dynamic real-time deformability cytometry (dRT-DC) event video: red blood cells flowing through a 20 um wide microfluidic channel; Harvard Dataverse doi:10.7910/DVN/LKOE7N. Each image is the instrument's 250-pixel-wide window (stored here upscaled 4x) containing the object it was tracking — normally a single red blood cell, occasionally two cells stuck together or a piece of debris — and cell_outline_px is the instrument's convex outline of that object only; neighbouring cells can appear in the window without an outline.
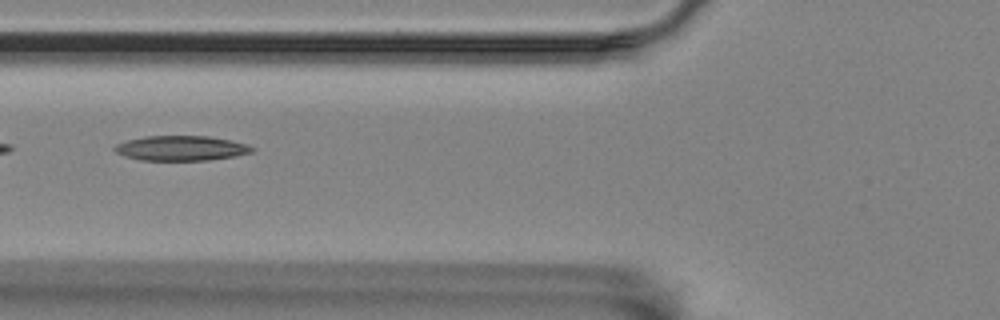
{"species": "Egyptian fruit bat (a non-hibernating species)", "species_latin": "Rousettus aegyptiacus", "temperature_condition": "room temperature", "stored_images_in_passage": 8, "camera_frame_rate_fps": 3000, "um_per_image_px": 0.085, "animal": {"sex": "female"}, "frame": {"image": 1, "passage_image": 7, "time_ms": 7.0, "image_size_px": [1000, 320], "cell_outline_px": [[256, 148], [252, 152], [236, 156], [208, 160], [140, 160], [124, 156], [116, 152], [112, 148], [116, 144], [128, 140], [144, 136], [208, 136], [232, 140]], "centroid_in_image_um": [15.39, 12.59], "position_along_channel_um": 110.4, "area_um2": 19.94}}
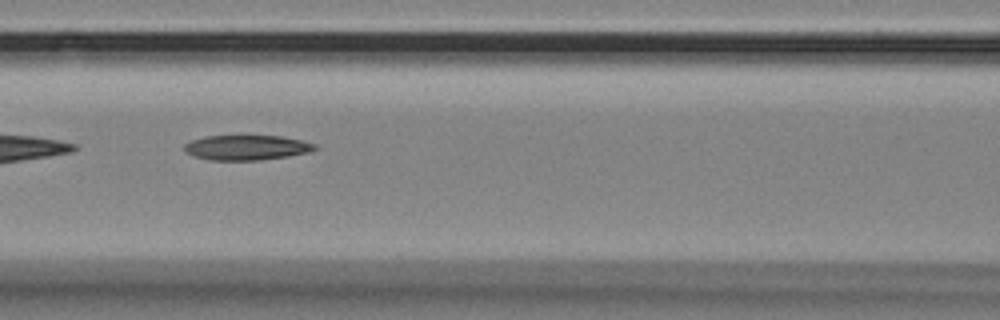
{"frame": {"image": 2, "passage_image": 8, "time_ms": 8.0, "image_size_px": [1000, 320], "cell_outline_px": [[316, 148], [308, 152], [288, 156], [260, 160], [208, 160], [196, 156], [188, 152], [184, 148], [184, 144], [192, 140], [204, 136], [240, 132], [284, 136], [316, 144]], "centroid_in_image_um": [20.95, 12.47], "position_along_channel_um": 145.7, "area_um2": 19.94}}